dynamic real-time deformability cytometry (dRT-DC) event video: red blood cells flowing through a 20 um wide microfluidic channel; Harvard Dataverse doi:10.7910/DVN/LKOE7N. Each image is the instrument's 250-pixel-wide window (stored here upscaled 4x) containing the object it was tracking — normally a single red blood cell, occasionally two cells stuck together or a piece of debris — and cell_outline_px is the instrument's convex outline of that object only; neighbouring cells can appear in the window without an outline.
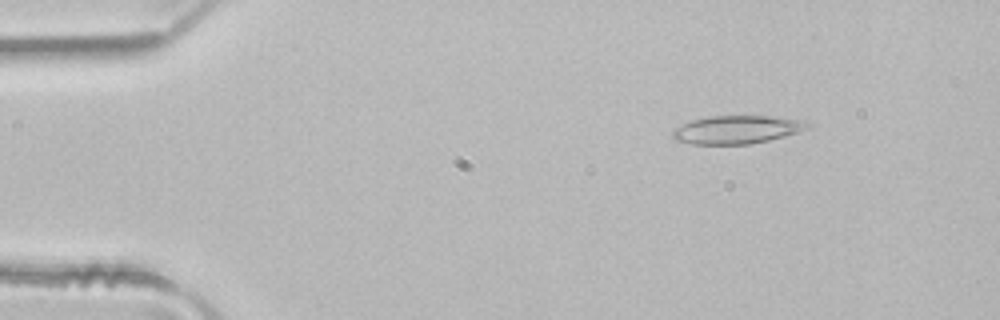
{"species": "common noctule bat (a hibernating species)", "species_latin": "Nyctalus noctula", "temperature_condition": "room temperature", "stored_images_in_passage": 4, "camera_frame_rate_fps": 3000, "um_per_image_px": 0.085, "animal": {"sex": "male", "body_mass_g": 21.5, "forearm_length_mm": 52.0}, "frame": {"image": 1, "passage_image": 2, "time_ms": 0.333, "image_size_px": [1000, 320], "cell_outline_px": [[812, 124], [808, 128], [784, 136], [768, 140], [748, 144], [692, 144], [676, 140], [672, 136], [672, 128], [692, 120], [704, 116], [768, 116], [808, 120]], "centroid_in_image_um": [62.62, 11.0], "position_along_channel_um": 22.4, "area_um2": 22.25}}